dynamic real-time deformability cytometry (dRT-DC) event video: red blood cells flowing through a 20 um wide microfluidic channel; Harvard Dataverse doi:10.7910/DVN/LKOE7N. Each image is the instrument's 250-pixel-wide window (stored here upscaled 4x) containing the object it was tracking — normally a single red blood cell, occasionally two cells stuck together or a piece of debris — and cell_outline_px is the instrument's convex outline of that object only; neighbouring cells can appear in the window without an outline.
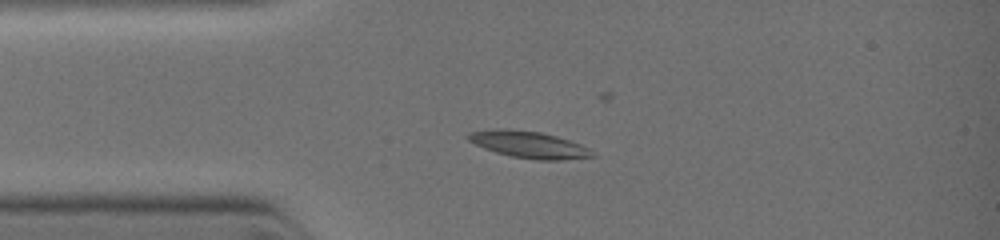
{"species": "common noctule bat (a hibernating species)", "species_latin": "Nyctalus noctula", "temperature_condition": "warm", "stored_images_in_passage": 8, "camera_frame_rate_fps": 3000, "um_per_image_px": 0.085, "animal": {"sex": "female", "body_mass_g": 19.0, "forearm_length_mm": 51.5}, "frame": {"image": 1, "passage_image": 1, "time_ms": 0.0, "image_size_px": [1000, 240], "cell_outline_px": [[596, 156], [560, 160], [540, 160], [512, 156], [496, 152], [484, 148], [468, 140], [468, 136], [472, 132], [540, 132], [556, 136], [568, 140], [584, 148]], "centroid_in_image_um": [45.02, 12.36], "position_along_channel_um": 40.0, "area_um2": 17.63}}
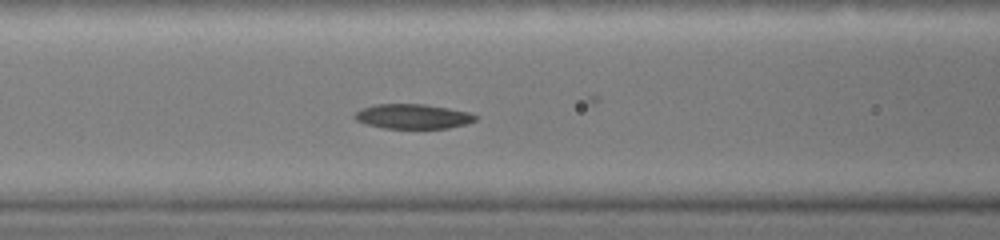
{"frame": {"image": 2, "passage_image": 8, "time_ms": 2.0, "image_size_px": [1000, 240], "cell_outline_px": [[476, 120], [464, 124], [448, 128], [384, 128], [368, 124], [356, 120], [352, 116], [356, 112], [364, 108], [376, 104], [424, 104], [448, 108], [468, 112], [476, 116]], "centroid_in_image_um": [35.07, 9.89], "position_along_channel_um": 131.5, "area_um2": 17.11}}